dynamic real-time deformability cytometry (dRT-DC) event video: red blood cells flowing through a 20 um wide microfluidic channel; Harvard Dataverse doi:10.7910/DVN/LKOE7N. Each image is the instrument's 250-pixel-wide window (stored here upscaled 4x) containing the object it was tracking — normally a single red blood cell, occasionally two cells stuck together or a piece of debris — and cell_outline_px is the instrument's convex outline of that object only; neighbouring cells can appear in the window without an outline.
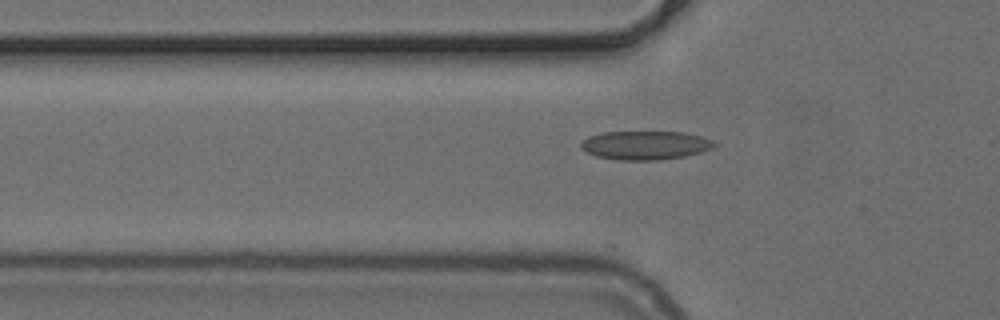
{"species": "common noctule bat (a hibernating species)", "species_latin": "Nyctalus noctula", "temperature_condition": "cold", "stored_images_in_passage": 35, "camera_frame_rate_fps": 3000, "um_per_image_px": 0.085, "animal": {"sex": "female", "body_mass_g": 24.6, "forearm_length_mm": 56.2}, "frame": {"image": 1, "passage_image": 2, "time_ms": 0.333, "image_size_px": [1000, 320], "cell_outline_px": [[720, 144], [712, 148], [700, 152], [684, 156], [660, 160], [616, 160], [596, 156], [580, 148], [580, 144], [588, 136], [604, 132], [684, 132], [700, 136], [712, 140]], "centroid_in_image_um": [54.86, 12.35], "position_along_channel_um": 70.9, "area_um2": 22.37}}
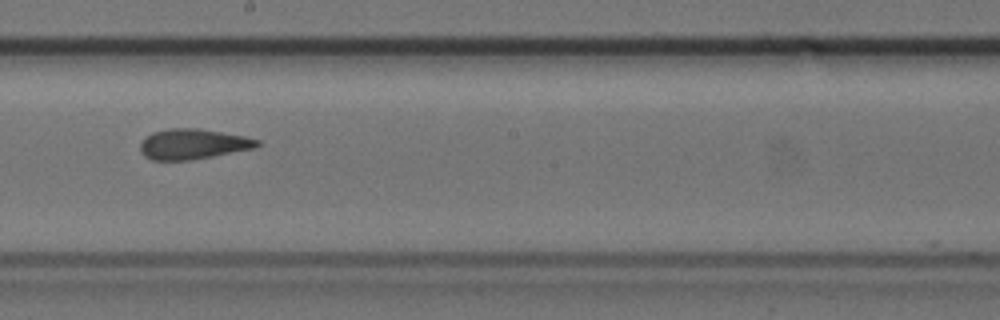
{"frame": {"image": 2, "passage_image": 14, "time_ms": 4.333, "image_size_px": [1000, 320], "cell_outline_px": [[260, 144], [256, 148], [192, 160], [152, 160], [144, 156], [140, 152], [140, 144], [152, 132], [172, 128], [200, 128], [244, 136], [260, 140]], "centroid_in_image_um": [16.42, 12.25], "position_along_channel_um": 231.8, "area_um2": 20.69}}
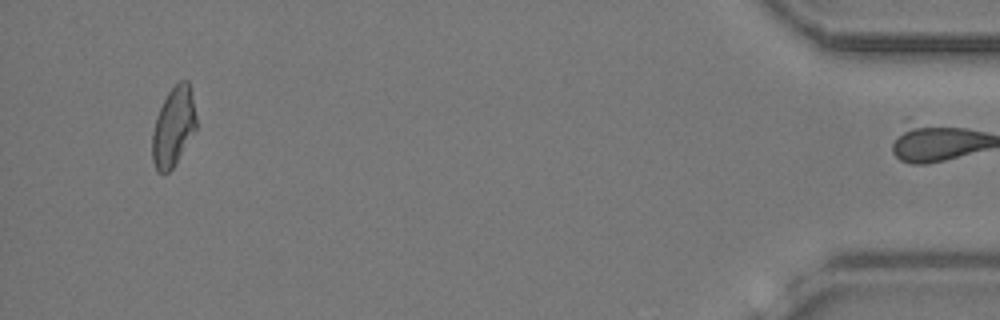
{"frame": {"image": 3, "passage_image": 34, "time_ms": 11.0, "image_size_px": [1000, 320], "cell_outline_px": [[196, 128], [172, 168], [168, 172], [156, 172], [152, 160], [152, 132], [156, 116], [168, 92], [180, 80], [188, 80], [192, 96], [196, 116]], "centroid_in_image_um": [14.72, 10.77], "position_along_channel_um": 420.5, "area_um2": 20.0}}